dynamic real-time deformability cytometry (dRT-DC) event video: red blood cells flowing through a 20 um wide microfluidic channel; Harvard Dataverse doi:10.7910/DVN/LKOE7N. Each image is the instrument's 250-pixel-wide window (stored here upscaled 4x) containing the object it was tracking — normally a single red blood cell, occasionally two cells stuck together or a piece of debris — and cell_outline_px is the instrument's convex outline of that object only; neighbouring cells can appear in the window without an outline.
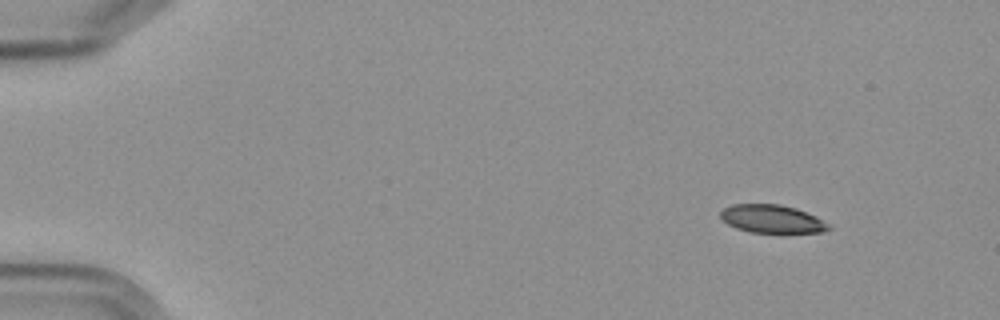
{"species": "Egyptian fruit bat (a non-hibernating species)", "species_latin": "Rousettus aegyptiacus", "temperature_condition": "cold", "stored_images_in_passage": 5, "camera_frame_rate_fps": 3000, "um_per_image_px": 0.085, "frame": {"image": 1, "passage_image": 1, "time_ms": 0.0, "image_size_px": [1000, 320], "cell_outline_px": [[832, 228], [824, 232], [780, 236], [748, 232], [736, 228], [728, 224], [720, 216], [720, 212], [724, 208], [732, 204], [780, 204], [796, 208], [816, 216], [828, 224]], "centroid_in_image_um": [65.67, 18.67], "position_along_channel_um": 19.3, "area_um2": 18.73}}
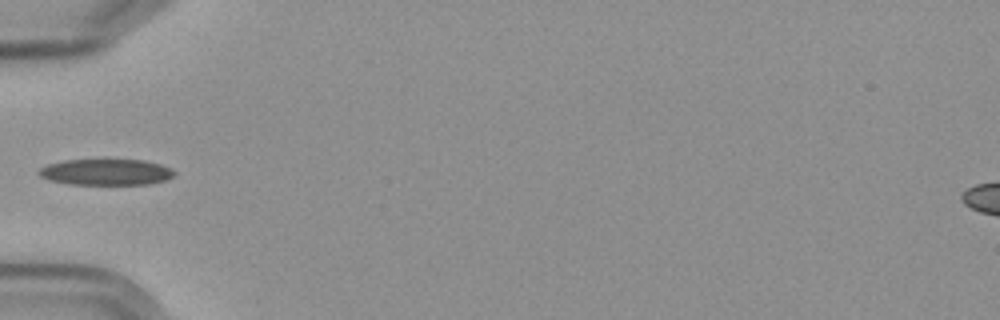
{"frame": {"image": 2, "passage_image": 5, "time_ms": 4.667, "image_size_px": [1000, 320], "cell_outline_px": [[176, 176], [164, 180], [148, 184], [68, 184], [48, 180], [40, 176], [36, 172], [40, 168], [48, 164], [64, 160], [104, 156], [144, 160], [160, 164], [172, 168], [176, 172]], "centroid_in_image_um": [9.01, 14.57], "position_along_channel_um": 76.0, "area_um2": 21.85}}